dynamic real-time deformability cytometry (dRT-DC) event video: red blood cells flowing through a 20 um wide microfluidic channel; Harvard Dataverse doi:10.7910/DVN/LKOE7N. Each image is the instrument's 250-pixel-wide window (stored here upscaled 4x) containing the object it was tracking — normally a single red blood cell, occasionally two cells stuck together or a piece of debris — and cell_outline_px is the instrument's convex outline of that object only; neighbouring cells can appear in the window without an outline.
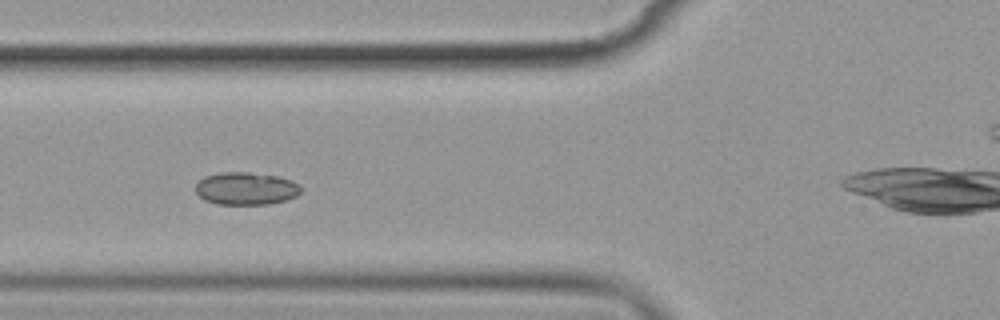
{"species": "common noctule bat (a hibernating species)", "species_latin": "Nyctalus noctula", "temperature_condition": "cold", "stored_images_in_passage": 7, "camera_frame_rate_fps": 3000, "um_per_image_px": 0.085, "animal": {"sex": "female", "body_mass_g": 19.9}, "frame": {"image": 1, "passage_image": 5, "time_ms": 5.0, "image_size_px": [1000, 320], "cell_outline_px": [[304, 188], [296, 196], [288, 200], [268, 204], [216, 204], [204, 200], [196, 192], [196, 184], [204, 176], [220, 172], [248, 172], [276, 176], [292, 180], [300, 184]], "centroid_in_image_um": [20.94, 16.02], "position_along_channel_um": 104.9, "area_um2": 20.23}}
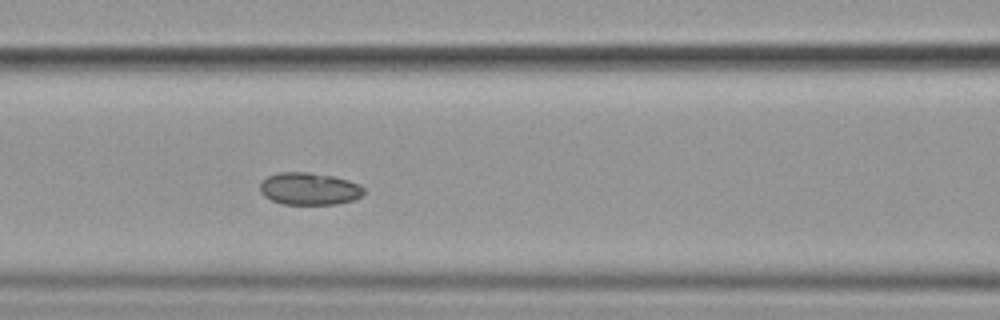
{"frame": {"image": 2, "passage_image": 6, "time_ms": 6.0, "image_size_px": [1000, 320], "cell_outline_px": [[364, 192], [360, 196], [352, 200], [336, 204], [284, 204], [272, 200], [264, 196], [260, 192], [260, 184], [268, 176], [276, 172], [308, 172], [332, 176], [348, 180], [360, 184], [364, 188]], "centroid_in_image_um": [26.28, 16.04], "position_along_channel_um": 140.3, "area_um2": 19.48}}